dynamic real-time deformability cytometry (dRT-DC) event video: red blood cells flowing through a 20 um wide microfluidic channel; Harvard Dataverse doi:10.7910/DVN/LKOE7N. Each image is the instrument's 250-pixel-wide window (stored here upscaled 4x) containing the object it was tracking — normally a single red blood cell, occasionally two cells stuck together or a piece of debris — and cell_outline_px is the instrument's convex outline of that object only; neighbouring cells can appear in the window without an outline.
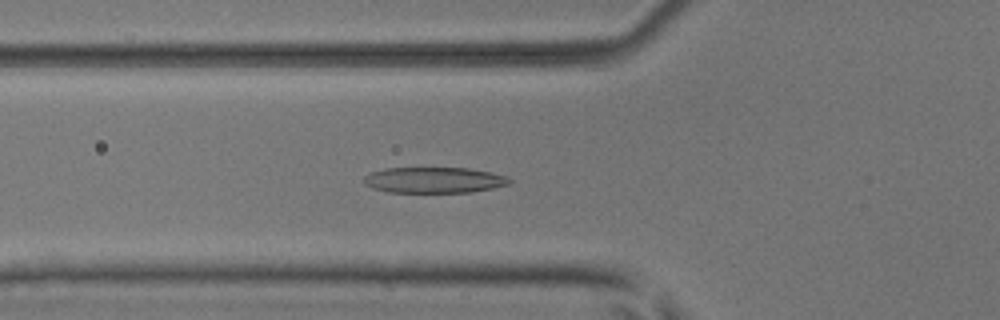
{"species": "common noctule bat (a hibernating species)", "species_latin": "Nyctalus noctula", "temperature_condition": "room temperature", "stored_images_in_passage": 52, "camera_frame_rate_fps": 3000, "um_per_image_px": 0.085, "animal": {"sex": "male", "body_mass_g": 17.9, "forearm_length_mm": 54.2}, "frame": {"image": 1, "passage_image": 19, "time_ms": 6.0, "image_size_px": [1000, 320], "cell_outline_px": [[512, 180], [508, 184], [492, 188], [472, 192], [388, 192], [372, 188], [364, 184], [364, 176], [372, 172], [384, 168], [468, 168], [492, 172], [504, 176]], "centroid_in_image_um": [36.87, 15.3], "position_along_channel_um": 88.9, "area_um2": 21.85}}
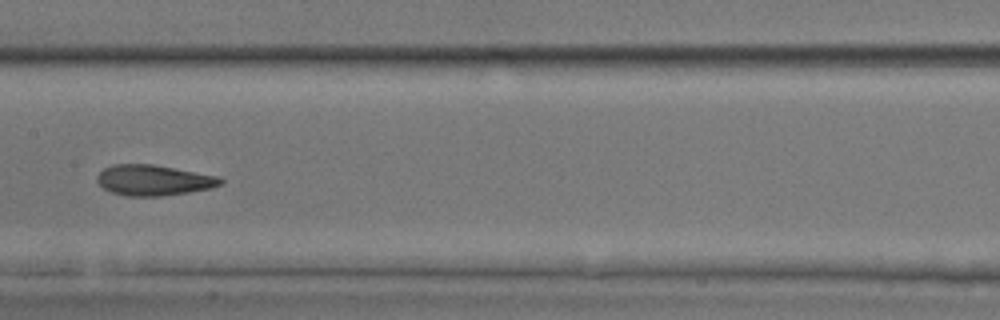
{"frame": {"image": 2, "passage_image": 27, "time_ms": 8.667, "image_size_px": [1000, 320], "cell_outline_px": [[224, 180], [220, 184], [212, 188], [188, 192], [160, 196], [124, 196], [112, 192], [104, 188], [96, 180], [96, 176], [104, 168], [112, 164], [152, 164], [220, 176]], "centroid_in_image_um": [13.05, 15.31], "position_along_channel_um": 194.3, "area_um2": 22.02}}
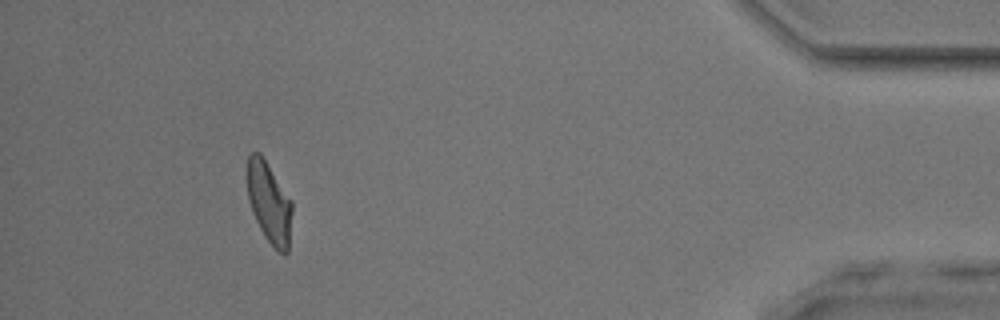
{"frame": {"image": 3, "passage_image": 48, "time_ms": 15.667, "image_size_px": [1000, 320], "cell_outline_px": [[292, 212], [288, 252], [284, 256], [264, 236], [252, 212], [248, 200], [244, 176], [248, 156], [252, 152], [260, 152], [292, 200]], "centroid_in_image_um": [22.84, 17.16], "position_along_channel_um": 412.4, "area_um2": 21.68}, "authors_computed_cell_mechanics": {"area_um2": 22.0507, "velocity_mm_per_s": 3.9494, "shape_relaxation_time_tau1_ms": 3.4796, "shape_relaxation_time_tau2_ms": 1.9512, "deformation_change_tau1": 0.1722, "deformation_change_tau2": 0.108}}